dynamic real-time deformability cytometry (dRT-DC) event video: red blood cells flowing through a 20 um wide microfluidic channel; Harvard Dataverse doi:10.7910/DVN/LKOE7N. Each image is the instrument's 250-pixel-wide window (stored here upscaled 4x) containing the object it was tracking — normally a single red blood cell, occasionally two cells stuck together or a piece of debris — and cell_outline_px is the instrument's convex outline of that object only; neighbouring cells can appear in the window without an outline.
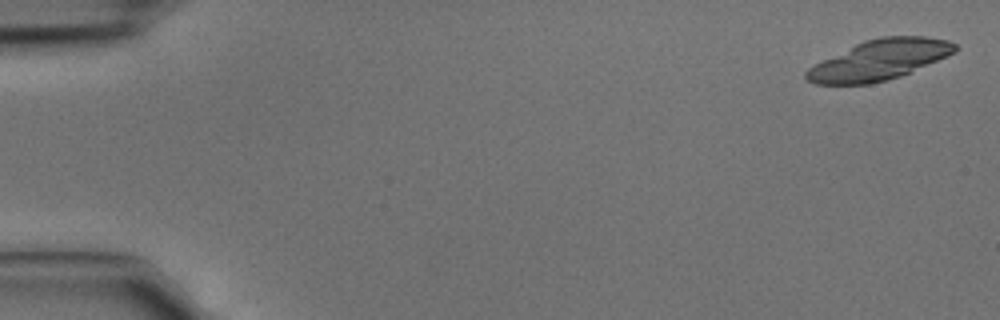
{"species": "common noctule bat (a hibernating species)", "species_latin": "Nyctalus noctula", "temperature_condition": "cold", "stored_images_in_passage": 35, "camera_frame_rate_fps": 3000, "um_per_image_px": 0.085, "animal": {"sex": "male", "body_mass_g": 15.6}, "frame": {"image": 1, "passage_image": 2, "time_ms": 0.333, "image_size_px": [1000, 320], "cell_outline_px": [[956, 52], [948, 56], [900, 76], [888, 80], [868, 84], [816, 84], [808, 80], [804, 76], [804, 72], [812, 64], [864, 40], [880, 36], [924, 36], [948, 40], [956, 44]], "centroid_in_image_um": [74.72, 5.09], "position_along_channel_um": 10.3, "area_um2": 34.85}}